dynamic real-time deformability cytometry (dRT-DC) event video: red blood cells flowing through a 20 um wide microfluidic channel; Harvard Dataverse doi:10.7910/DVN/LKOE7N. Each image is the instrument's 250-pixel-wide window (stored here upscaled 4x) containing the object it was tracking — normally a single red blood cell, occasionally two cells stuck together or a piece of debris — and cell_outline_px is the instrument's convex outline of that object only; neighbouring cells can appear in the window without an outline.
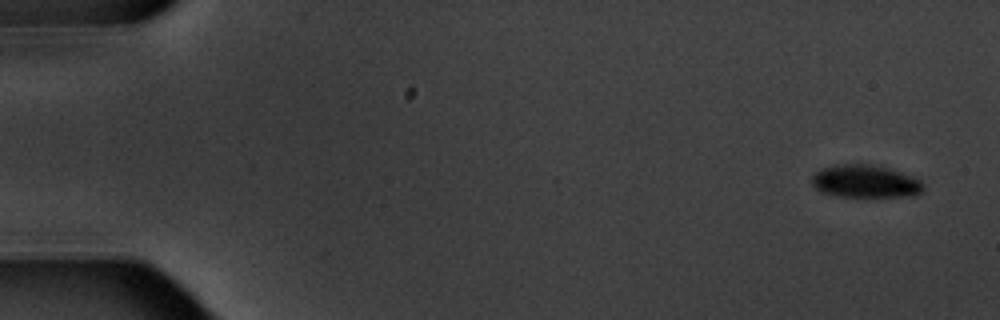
{"species": "common noctule bat (a hibernating species)", "species_latin": "Nyctalus noctula", "temperature_condition": "warm", "stored_images_in_passage": 11, "camera_frame_rate_fps": 3000, "um_per_image_px": 0.085, "animal": {"sex": "male", "body_mass_g": 20.1, "forearm_length_mm": 53.5}, "frame": {"image": 1, "passage_image": 1, "time_ms": 0.0, "image_size_px": [1000, 320], "cell_outline_px": [[924, 188], [916, 196], [840, 196], [820, 192], [812, 184], [812, 176], [820, 168], [836, 164], [872, 164], [888, 168], [900, 172], [920, 180], [924, 184]], "centroid_in_image_um": [73.53, 15.41], "position_along_channel_um": 11.5, "area_um2": 21.21}}
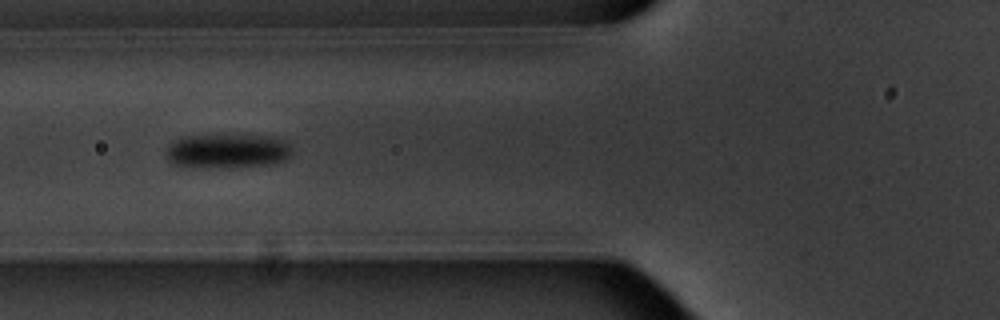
{"frame": {"image": 2, "passage_image": 6, "time_ms": 6.667, "image_size_px": [1000, 320], "cell_outline_px": [[292, 152], [284, 160], [272, 164], [232, 168], [192, 168], [172, 164], [168, 160], [168, 148], [176, 140], [184, 136], [272, 136], [284, 140], [292, 148]], "centroid_in_image_um": [19.35, 12.87], "position_along_channel_um": 106.5, "area_um2": 25.2}}
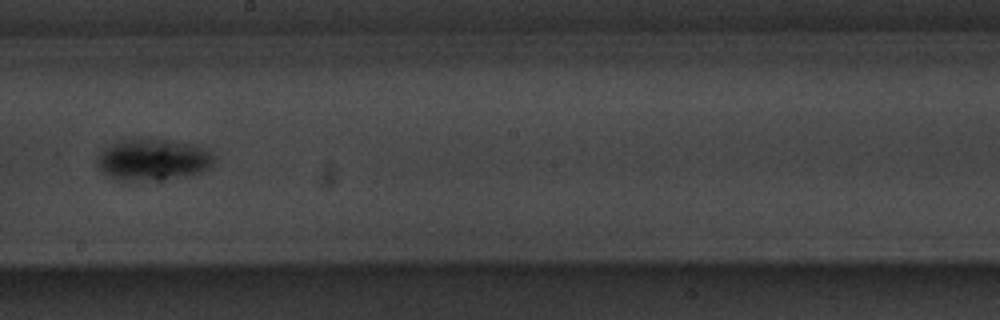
{"frame": {"image": 3, "passage_image": 9, "time_ms": 10.333, "image_size_px": [1000, 320], "cell_outline_px": [[212, 164], [208, 168], [200, 172], [188, 176], [160, 184], [156, 184], [124, 180], [108, 176], [96, 164], [96, 156], [104, 148], [112, 144], [128, 140], [172, 140], [192, 144], [204, 148], [212, 156]], "centroid_in_image_um": [12.99, 13.65], "position_along_channel_um": 235.2, "area_um2": 28.73}}